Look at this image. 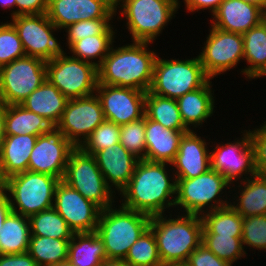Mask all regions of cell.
<instances>
[{
	"mask_svg": "<svg viewBox=\"0 0 266 266\" xmlns=\"http://www.w3.org/2000/svg\"><path fill=\"white\" fill-rule=\"evenodd\" d=\"M186 132L188 131L166 129L145 115L146 152L144 160L171 164L178 152L180 140Z\"/></svg>",
	"mask_w": 266,
	"mask_h": 266,
	"instance_id": "23",
	"label": "cell"
},
{
	"mask_svg": "<svg viewBox=\"0 0 266 266\" xmlns=\"http://www.w3.org/2000/svg\"><path fill=\"white\" fill-rule=\"evenodd\" d=\"M115 205L101 210L96 233L107 259H125L130 247L149 228L151 217Z\"/></svg>",
	"mask_w": 266,
	"mask_h": 266,
	"instance_id": "4",
	"label": "cell"
},
{
	"mask_svg": "<svg viewBox=\"0 0 266 266\" xmlns=\"http://www.w3.org/2000/svg\"><path fill=\"white\" fill-rule=\"evenodd\" d=\"M180 4H181V3H180V1L178 0V9L180 8Z\"/></svg>",
	"mask_w": 266,
	"mask_h": 266,
	"instance_id": "58",
	"label": "cell"
},
{
	"mask_svg": "<svg viewBox=\"0 0 266 266\" xmlns=\"http://www.w3.org/2000/svg\"><path fill=\"white\" fill-rule=\"evenodd\" d=\"M93 156L104 176L107 186L115 194L116 190L118 191L117 193H120L127 186L139 161L120 142L96 152Z\"/></svg>",
	"mask_w": 266,
	"mask_h": 266,
	"instance_id": "22",
	"label": "cell"
},
{
	"mask_svg": "<svg viewBox=\"0 0 266 266\" xmlns=\"http://www.w3.org/2000/svg\"><path fill=\"white\" fill-rule=\"evenodd\" d=\"M46 80V61L24 56L0 68V101L21 104Z\"/></svg>",
	"mask_w": 266,
	"mask_h": 266,
	"instance_id": "11",
	"label": "cell"
},
{
	"mask_svg": "<svg viewBox=\"0 0 266 266\" xmlns=\"http://www.w3.org/2000/svg\"><path fill=\"white\" fill-rule=\"evenodd\" d=\"M186 262L190 266H233L217 257L202 243L191 252Z\"/></svg>",
	"mask_w": 266,
	"mask_h": 266,
	"instance_id": "45",
	"label": "cell"
},
{
	"mask_svg": "<svg viewBox=\"0 0 266 266\" xmlns=\"http://www.w3.org/2000/svg\"><path fill=\"white\" fill-rule=\"evenodd\" d=\"M53 208L74 233L96 232L101 209L63 180L55 188Z\"/></svg>",
	"mask_w": 266,
	"mask_h": 266,
	"instance_id": "18",
	"label": "cell"
},
{
	"mask_svg": "<svg viewBox=\"0 0 266 266\" xmlns=\"http://www.w3.org/2000/svg\"><path fill=\"white\" fill-rule=\"evenodd\" d=\"M6 104L0 101V148L6 137L5 130Z\"/></svg>",
	"mask_w": 266,
	"mask_h": 266,
	"instance_id": "50",
	"label": "cell"
},
{
	"mask_svg": "<svg viewBox=\"0 0 266 266\" xmlns=\"http://www.w3.org/2000/svg\"><path fill=\"white\" fill-rule=\"evenodd\" d=\"M114 18H100L92 20H82L80 22H75L64 28L66 32V46L69 47L72 43L86 38L88 36L95 35H115L114 26L111 25V20Z\"/></svg>",
	"mask_w": 266,
	"mask_h": 266,
	"instance_id": "39",
	"label": "cell"
},
{
	"mask_svg": "<svg viewBox=\"0 0 266 266\" xmlns=\"http://www.w3.org/2000/svg\"><path fill=\"white\" fill-rule=\"evenodd\" d=\"M106 259L103 241L96 232L74 233L68 251L73 266H101Z\"/></svg>",
	"mask_w": 266,
	"mask_h": 266,
	"instance_id": "30",
	"label": "cell"
},
{
	"mask_svg": "<svg viewBox=\"0 0 266 266\" xmlns=\"http://www.w3.org/2000/svg\"><path fill=\"white\" fill-rule=\"evenodd\" d=\"M243 1L261 7L266 12V0H243Z\"/></svg>",
	"mask_w": 266,
	"mask_h": 266,
	"instance_id": "53",
	"label": "cell"
},
{
	"mask_svg": "<svg viewBox=\"0 0 266 266\" xmlns=\"http://www.w3.org/2000/svg\"><path fill=\"white\" fill-rule=\"evenodd\" d=\"M26 56L15 27L9 22L0 23V68Z\"/></svg>",
	"mask_w": 266,
	"mask_h": 266,
	"instance_id": "42",
	"label": "cell"
},
{
	"mask_svg": "<svg viewBox=\"0 0 266 266\" xmlns=\"http://www.w3.org/2000/svg\"><path fill=\"white\" fill-rule=\"evenodd\" d=\"M104 120L100 100L94 93L69 99L56 127L76 148H79Z\"/></svg>",
	"mask_w": 266,
	"mask_h": 266,
	"instance_id": "14",
	"label": "cell"
},
{
	"mask_svg": "<svg viewBox=\"0 0 266 266\" xmlns=\"http://www.w3.org/2000/svg\"><path fill=\"white\" fill-rule=\"evenodd\" d=\"M116 35H95L82 38L72 43L68 49L72 57L99 67L103 59L108 55L112 48ZM95 59V61L93 60ZM98 59V61H96Z\"/></svg>",
	"mask_w": 266,
	"mask_h": 266,
	"instance_id": "36",
	"label": "cell"
},
{
	"mask_svg": "<svg viewBox=\"0 0 266 266\" xmlns=\"http://www.w3.org/2000/svg\"><path fill=\"white\" fill-rule=\"evenodd\" d=\"M0 266H38L28 252L0 255Z\"/></svg>",
	"mask_w": 266,
	"mask_h": 266,
	"instance_id": "47",
	"label": "cell"
},
{
	"mask_svg": "<svg viewBox=\"0 0 266 266\" xmlns=\"http://www.w3.org/2000/svg\"><path fill=\"white\" fill-rule=\"evenodd\" d=\"M124 260L131 266H163L154 233L150 228L130 247Z\"/></svg>",
	"mask_w": 266,
	"mask_h": 266,
	"instance_id": "37",
	"label": "cell"
},
{
	"mask_svg": "<svg viewBox=\"0 0 266 266\" xmlns=\"http://www.w3.org/2000/svg\"><path fill=\"white\" fill-rule=\"evenodd\" d=\"M176 180L175 209L178 206L183 209L182 212L185 214L202 216L206 212L230 205L231 201L227 198L228 194H225L224 190L226 188L229 190L231 183L225 176L212 168L195 178Z\"/></svg>",
	"mask_w": 266,
	"mask_h": 266,
	"instance_id": "6",
	"label": "cell"
},
{
	"mask_svg": "<svg viewBox=\"0 0 266 266\" xmlns=\"http://www.w3.org/2000/svg\"><path fill=\"white\" fill-rule=\"evenodd\" d=\"M75 148L60 129L52 126L38 136L30 155L28 171L63 180L69 155Z\"/></svg>",
	"mask_w": 266,
	"mask_h": 266,
	"instance_id": "15",
	"label": "cell"
},
{
	"mask_svg": "<svg viewBox=\"0 0 266 266\" xmlns=\"http://www.w3.org/2000/svg\"><path fill=\"white\" fill-rule=\"evenodd\" d=\"M211 79L204 71L198 55L193 59H162L157 56L149 92L177 99L204 86Z\"/></svg>",
	"mask_w": 266,
	"mask_h": 266,
	"instance_id": "5",
	"label": "cell"
},
{
	"mask_svg": "<svg viewBox=\"0 0 266 266\" xmlns=\"http://www.w3.org/2000/svg\"><path fill=\"white\" fill-rule=\"evenodd\" d=\"M242 131L241 138H236L233 143H219L210 151L211 168L225 176L232 184V188L235 187L233 183L236 181H243L257 174L248 130Z\"/></svg>",
	"mask_w": 266,
	"mask_h": 266,
	"instance_id": "16",
	"label": "cell"
},
{
	"mask_svg": "<svg viewBox=\"0 0 266 266\" xmlns=\"http://www.w3.org/2000/svg\"><path fill=\"white\" fill-rule=\"evenodd\" d=\"M165 266H190L187 262H173L166 264Z\"/></svg>",
	"mask_w": 266,
	"mask_h": 266,
	"instance_id": "56",
	"label": "cell"
},
{
	"mask_svg": "<svg viewBox=\"0 0 266 266\" xmlns=\"http://www.w3.org/2000/svg\"><path fill=\"white\" fill-rule=\"evenodd\" d=\"M145 115L174 131H190L181 118L176 99L162 97L146 92Z\"/></svg>",
	"mask_w": 266,
	"mask_h": 266,
	"instance_id": "32",
	"label": "cell"
},
{
	"mask_svg": "<svg viewBox=\"0 0 266 266\" xmlns=\"http://www.w3.org/2000/svg\"><path fill=\"white\" fill-rule=\"evenodd\" d=\"M212 89V82L209 80L199 89L176 99L181 118L189 130L200 129L199 126H202L215 112L214 104L216 99H214V91L212 92Z\"/></svg>",
	"mask_w": 266,
	"mask_h": 266,
	"instance_id": "24",
	"label": "cell"
},
{
	"mask_svg": "<svg viewBox=\"0 0 266 266\" xmlns=\"http://www.w3.org/2000/svg\"><path fill=\"white\" fill-rule=\"evenodd\" d=\"M244 57L248 66L241 69L245 79L252 80L266 76V19L242 34Z\"/></svg>",
	"mask_w": 266,
	"mask_h": 266,
	"instance_id": "27",
	"label": "cell"
},
{
	"mask_svg": "<svg viewBox=\"0 0 266 266\" xmlns=\"http://www.w3.org/2000/svg\"><path fill=\"white\" fill-rule=\"evenodd\" d=\"M187 12L209 10L212 14L218 9L223 0H183Z\"/></svg>",
	"mask_w": 266,
	"mask_h": 266,
	"instance_id": "48",
	"label": "cell"
},
{
	"mask_svg": "<svg viewBox=\"0 0 266 266\" xmlns=\"http://www.w3.org/2000/svg\"><path fill=\"white\" fill-rule=\"evenodd\" d=\"M149 42H132L112 46L97 68L98 84L130 87L148 92L153 79L154 63L158 56L149 50Z\"/></svg>",
	"mask_w": 266,
	"mask_h": 266,
	"instance_id": "2",
	"label": "cell"
},
{
	"mask_svg": "<svg viewBox=\"0 0 266 266\" xmlns=\"http://www.w3.org/2000/svg\"><path fill=\"white\" fill-rule=\"evenodd\" d=\"M38 136L6 135L0 148V166L5 179L28 171L29 159Z\"/></svg>",
	"mask_w": 266,
	"mask_h": 266,
	"instance_id": "25",
	"label": "cell"
},
{
	"mask_svg": "<svg viewBox=\"0 0 266 266\" xmlns=\"http://www.w3.org/2000/svg\"><path fill=\"white\" fill-rule=\"evenodd\" d=\"M0 6L2 8H5V9H15L13 11H11V19L14 18L16 16V1L15 0H0ZM14 7V8H13Z\"/></svg>",
	"mask_w": 266,
	"mask_h": 266,
	"instance_id": "52",
	"label": "cell"
},
{
	"mask_svg": "<svg viewBox=\"0 0 266 266\" xmlns=\"http://www.w3.org/2000/svg\"><path fill=\"white\" fill-rule=\"evenodd\" d=\"M63 181L101 210L116 202V194L107 186L95 157L80 148L70 153Z\"/></svg>",
	"mask_w": 266,
	"mask_h": 266,
	"instance_id": "9",
	"label": "cell"
},
{
	"mask_svg": "<svg viewBox=\"0 0 266 266\" xmlns=\"http://www.w3.org/2000/svg\"><path fill=\"white\" fill-rule=\"evenodd\" d=\"M101 266H131L124 259H106L102 262Z\"/></svg>",
	"mask_w": 266,
	"mask_h": 266,
	"instance_id": "51",
	"label": "cell"
},
{
	"mask_svg": "<svg viewBox=\"0 0 266 266\" xmlns=\"http://www.w3.org/2000/svg\"><path fill=\"white\" fill-rule=\"evenodd\" d=\"M5 182H6V179L4 178L2 174L1 166H0V194H2L5 191Z\"/></svg>",
	"mask_w": 266,
	"mask_h": 266,
	"instance_id": "55",
	"label": "cell"
},
{
	"mask_svg": "<svg viewBox=\"0 0 266 266\" xmlns=\"http://www.w3.org/2000/svg\"><path fill=\"white\" fill-rule=\"evenodd\" d=\"M241 239L244 249L248 246L266 252V215L244 217Z\"/></svg>",
	"mask_w": 266,
	"mask_h": 266,
	"instance_id": "43",
	"label": "cell"
},
{
	"mask_svg": "<svg viewBox=\"0 0 266 266\" xmlns=\"http://www.w3.org/2000/svg\"><path fill=\"white\" fill-rule=\"evenodd\" d=\"M131 42L152 43L178 11V0H121Z\"/></svg>",
	"mask_w": 266,
	"mask_h": 266,
	"instance_id": "7",
	"label": "cell"
},
{
	"mask_svg": "<svg viewBox=\"0 0 266 266\" xmlns=\"http://www.w3.org/2000/svg\"><path fill=\"white\" fill-rule=\"evenodd\" d=\"M60 180L45 173L25 171L6 179L5 192L12 212L31 216L53 207L55 188Z\"/></svg>",
	"mask_w": 266,
	"mask_h": 266,
	"instance_id": "8",
	"label": "cell"
},
{
	"mask_svg": "<svg viewBox=\"0 0 266 266\" xmlns=\"http://www.w3.org/2000/svg\"><path fill=\"white\" fill-rule=\"evenodd\" d=\"M120 144L139 160L146 152L145 116L120 126Z\"/></svg>",
	"mask_w": 266,
	"mask_h": 266,
	"instance_id": "41",
	"label": "cell"
},
{
	"mask_svg": "<svg viewBox=\"0 0 266 266\" xmlns=\"http://www.w3.org/2000/svg\"><path fill=\"white\" fill-rule=\"evenodd\" d=\"M10 21L18 33L26 56L49 61L63 51L60 41L53 35L58 29L46 13L19 15Z\"/></svg>",
	"mask_w": 266,
	"mask_h": 266,
	"instance_id": "13",
	"label": "cell"
},
{
	"mask_svg": "<svg viewBox=\"0 0 266 266\" xmlns=\"http://www.w3.org/2000/svg\"><path fill=\"white\" fill-rule=\"evenodd\" d=\"M16 16L47 13L49 0H15Z\"/></svg>",
	"mask_w": 266,
	"mask_h": 266,
	"instance_id": "46",
	"label": "cell"
},
{
	"mask_svg": "<svg viewBox=\"0 0 266 266\" xmlns=\"http://www.w3.org/2000/svg\"><path fill=\"white\" fill-rule=\"evenodd\" d=\"M211 25L226 32H247L266 19V12L258 6L243 0H223L218 9L211 14Z\"/></svg>",
	"mask_w": 266,
	"mask_h": 266,
	"instance_id": "21",
	"label": "cell"
},
{
	"mask_svg": "<svg viewBox=\"0 0 266 266\" xmlns=\"http://www.w3.org/2000/svg\"><path fill=\"white\" fill-rule=\"evenodd\" d=\"M46 79L68 99L95 93L98 71L95 65L66 55L63 50L46 61Z\"/></svg>",
	"mask_w": 266,
	"mask_h": 266,
	"instance_id": "10",
	"label": "cell"
},
{
	"mask_svg": "<svg viewBox=\"0 0 266 266\" xmlns=\"http://www.w3.org/2000/svg\"><path fill=\"white\" fill-rule=\"evenodd\" d=\"M95 94L100 100L105 120L121 126L145 116L146 92L142 90L97 84Z\"/></svg>",
	"mask_w": 266,
	"mask_h": 266,
	"instance_id": "17",
	"label": "cell"
},
{
	"mask_svg": "<svg viewBox=\"0 0 266 266\" xmlns=\"http://www.w3.org/2000/svg\"><path fill=\"white\" fill-rule=\"evenodd\" d=\"M259 128L248 130L254 150V166L258 175L266 176V121Z\"/></svg>",
	"mask_w": 266,
	"mask_h": 266,
	"instance_id": "44",
	"label": "cell"
},
{
	"mask_svg": "<svg viewBox=\"0 0 266 266\" xmlns=\"http://www.w3.org/2000/svg\"><path fill=\"white\" fill-rule=\"evenodd\" d=\"M120 142V126L104 120L98 125L84 143L79 147L83 152L94 155Z\"/></svg>",
	"mask_w": 266,
	"mask_h": 266,
	"instance_id": "40",
	"label": "cell"
},
{
	"mask_svg": "<svg viewBox=\"0 0 266 266\" xmlns=\"http://www.w3.org/2000/svg\"><path fill=\"white\" fill-rule=\"evenodd\" d=\"M52 127V124L20 104L6 105L5 130L6 135H42Z\"/></svg>",
	"mask_w": 266,
	"mask_h": 266,
	"instance_id": "31",
	"label": "cell"
},
{
	"mask_svg": "<svg viewBox=\"0 0 266 266\" xmlns=\"http://www.w3.org/2000/svg\"><path fill=\"white\" fill-rule=\"evenodd\" d=\"M198 57L211 78L236 68L244 57V40L240 33L226 32L211 26Z\"/></svg>",
	"mask_w": 266,
	"mask_h": 266,
	"instance_id": "12",
	"label": "cell"
},
{
	"mask_svg": "<svg viewBox=\"0 0 266 266\" xmlns=\"http://www.w3.org/2000/svg\"><path fill=\"white\" fill-rule=\"evenodd\" d=\"M30 238L29 218L11 212L0 229V255L27 252Z\"/></svg>",
	"mask_w": 266,
	"mask_h": 266,
	"instance_id": "29",
	"label": "cell"
},
{
	"mask_svg": "<svg viewBox=\"0 0 266 266\" xmlns=\"http://www.w3.org/2000/svg\"><path fill=\"white\" fill-rule=\"evenodd\" d=\"M57 266H73L69 261L62 262L58 264Z\"/></svg>",
	"mask_w": 266,
	"mask_h": 266,
	"instance_id": "57",
	"label": "cell"
},
{
	"mask_svg": "<svg viewBox=\"0 0 266 266\" xmlns=\"http://www.w3.org/2000/svg\"><path fill=\"white\" fill-rule=\"evenodd\" d=\"M201 217L202 234L242 237L243 217L231 205L206 212Z\"/></svg>",
	"mask_w": 266,
	"mask_h": 266,
	"instance_id": "34",
	"label": "cell"
},
{
	"mask_svg": "<svg viewBox=\"0 0 266 266\" xmlns=\"http://www.w3.org/2000/svg\"><path fill=\"white\" fill-rule=\"evenodd\" d=\"M46 14L59 31L82 20L117 16L103 0H49Z\"/></svg>",
	"mask_w": 266,
	"mask_h": 266,
	"instance_id": "19",
	"label": "cell"
},
{
	"mask_svg": "<svg viewBox=\"0 0 266 266\" xmlns=\"http://www.w3.org/2000/svg\"><path fill=\"white\" fill-rule=\"evenodd\" d=\"M103 1L106 2L118 14L117 11L119 10H117V8L121 4V0H103Z\"/></svg>",
	"mask_w": 266,
	"mask_h": 266,
	"instance_id": "54",
	"label": "cell"
},
{
	"mask_svg": "<svg viewBox=\"0 0 266 266\" xmlns=\"http://www.w3.org/2000/svg\"><path fill=\"white\" fill-rule=\"evenodd\" d=\"M31 236L72 239L74 232L64 218L52 207L28 217Z\"/></svg>",
	"mask_w": 266,
	"mask_h": 266,
	"instance_id": "35",
	"label": "cell"
},
{
	"mask_svg": "<svg viewBox=\"0 0 266 266\" xmlns=\"http://www.w3.org/2000/svg\"><path fill=\"white\" fill-rule=\"evenodd\" d=\"M56 86L47 79L21 102L24 108L47 119L52 126L59 122L68 102Z\"/></svg>",
	"mask_w": 266,
	"mask_h": 266,
	"instance_id": "26",
	"label": "cell"
},
{
	"mask_svg": "<svg viewBox=\"0 0 266 266\" xmlns=\"http://www.w3.org/2000/svg\"><path fill=\"white\" fill-rule=\"evenodd\" d=\"M202 244L217 257L232 265L247 254L241 237H231L219 234H202Z\"/></svg>",
	"mask_w": 266,
	"mask_h": 266,
	"instance_id": "38",
	"label": "cell"
},
{
	"mask_svg": "<svg viewBox=\"0 0 266 266\" xmlns=\"http://www.w3.org/2000/svg\"><path fill=\"white\" fill-rule=\"evenodd\" d=\"M70 240L31 236L27 252L38 266H57L68 261Z\"/></svg>",
	"mask_w": 266,
	"mask_h": 266,
	"instance_id": "33",
	"label": "cell"
},
{
	"mask_svg": "<svg viewBox=\"0 0 266 266\" xmlns=\"http://www.w3.org/2000/svg\"><path fill=\"white\" fill-rule=\"evenodd\" d=\"M209 143L190 130L183 134L179 149L171 163L176 179H191L211 169ZM176 170V171H175Z\"/></svg>",
	"mask_w": 266,
	"mask_h": 266,
	"instance_id": "20",
	"label": "cell"
},
{
	"mask_svg": "<svg viewBox=\"0 0 266 266\" xmlns=\"http://www.w3.org/2000/svg\"><path fill=\"white\" fill-rule=\"evenodd\" d=\"M167 164L171 166L166 162L139 160L130 181L119 194L121 206L150 217L162 215L172 207L174 210L177 180Z\"/></svg>",
	"mask_w": 266,
	"mask_h": 266,
	"instance_id": "1",
	"label": "cell"
},
{
	"mask_svg": "<svg viewBox=\"0 0 266 266\" xmlns=\"http://www.w3.org/2000/svg\"><path fill=\"white\" fill-rule=\"evenodd\" d=\"M12 212L10 201L7 193L4 191L0 194V229L4 224L7 216Z\"/></svg>",
	"mask_w": 266,
	"mask_h": 266,
	"instance_id": "49",
	"label": "cell"
},
{
	"mask_svg": "<svg viewBox=\"0 0 266 266\" xmlns=\"http://www.w3.org/2000/svg\"><path fill=\"white\" fill-rule=\"evenodd\" d=\"M178 213H171L168 219L165 213L151 217L149 228L154 233L163 266L186 262L191 252L202 243V217Z\"/></svg>",
	"mask_w": 266,
	"mask_h": 266,
	"instance_id": "3",
	"label": "cell"
},
{
	"mask_svg": "<svg viewBox=\"0 0 266 266\" xmlns=\"http://www.w3.org/2000/svg\"><path fill=\"white\" fill-rule=\"evenodd\" d=\"M235 185L239 191L230 205L244 218L254 215H266V176L254 175ZM242 185V186H241ZM237 198V199H236ZM237 201V202H236Z\"/></svg>",
	"mask_w": 266,
	"mask_h": 266,
	"instance_id": "28",
	"label": "cell"
}]
</instances>
